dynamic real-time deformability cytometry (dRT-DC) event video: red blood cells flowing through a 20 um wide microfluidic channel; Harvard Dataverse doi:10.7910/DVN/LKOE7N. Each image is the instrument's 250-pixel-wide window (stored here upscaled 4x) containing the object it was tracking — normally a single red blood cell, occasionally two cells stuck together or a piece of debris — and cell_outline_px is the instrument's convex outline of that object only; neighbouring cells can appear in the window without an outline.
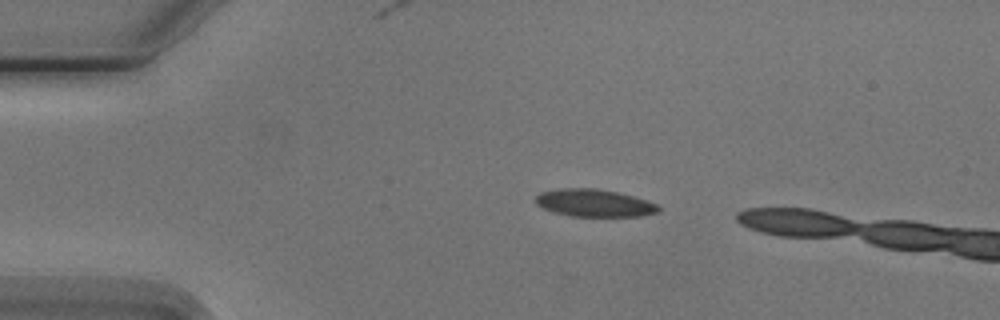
{"species": "Egyptian fruit bat (a non-hibernating species)", "species_latin": "Rousettus aegyptiacus", "temperature_condition": "cold", "stored_images_in_passage": 2, "camera_frame_rate_fps": 3000, "um_per_image_px": 0.085, "animal": {"sex": "male"}, "frame": {"image": 1, "passage_image": 1, "time_ms": 0.0, "image_size_px": [1000, 320], "cell_outline_px": [[660, 212], [644, 216], [568, 216], [552, 212], [536, 204], [532, 200], [540, 192], [560, 188], [596, 188], [616, 192], [632, 196], [656, 204], [660, 208]], "centroid_in_image_um": [50.46, 17.26], "position_along_channel_um": 34.5, "area_um2": 19.77}}